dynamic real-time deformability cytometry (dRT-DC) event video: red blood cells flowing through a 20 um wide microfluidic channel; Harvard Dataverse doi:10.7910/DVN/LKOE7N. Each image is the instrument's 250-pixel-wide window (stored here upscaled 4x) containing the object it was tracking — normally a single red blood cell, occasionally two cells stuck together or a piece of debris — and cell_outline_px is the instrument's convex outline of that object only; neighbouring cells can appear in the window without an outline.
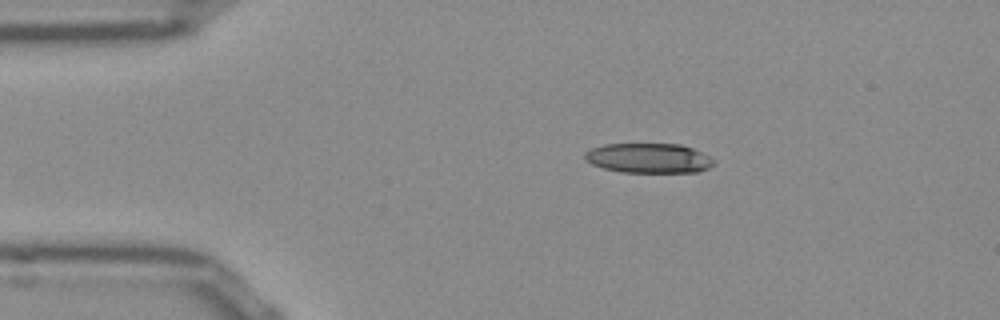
{"species": "Egyptian fruit bat (a non-hibernating species)", "species_latin": "Rousettus aegyptiacus", "temperature_condition": "room temperature", "stored_images_in_passage": 43, "camera_frame_rate_fps": 3000, "um_per_image_px": 0.085, "frame": {"image": 1, "passage_image": 1, "time_ms": 0.0, "image_size_px": [1000, 320], "cell_outline_px": [[716, 160], [708, 168], [696, 172], [620, 172], [604, 168], [592, 164], [584, 160], [584, 152], [592, 148], [604, 144], [680, 144], [692, 148]], "centroid_in_image_um": [55.1, 13.44], "position_along_channel_um": 29.9, "area_um2": 22.31}}
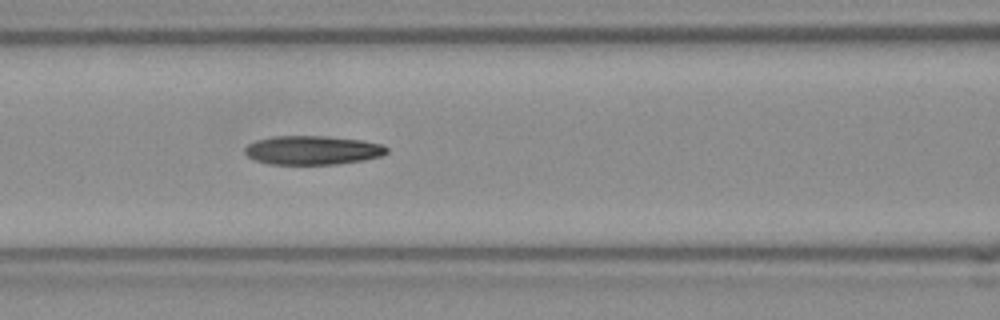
{"frame": {"image": 2, "passage_image": 13, "time_ms": 4.0, "image_size_px": [1000, 320], "cell_outline_px": [[388, 152], [380, 156], [364, 160], [336, 164], [272, 164], [256, 160], [248, 156], [244, 152], [244, 148], [248, 144], [256, 140], [272, 136], [328, 136], [364, 140], [384, 144], [388, 148]], "centroid_in_image_um": [26.6, 12.75], "position_along_channel_um": 140.0, "area_um2": 24.04}}
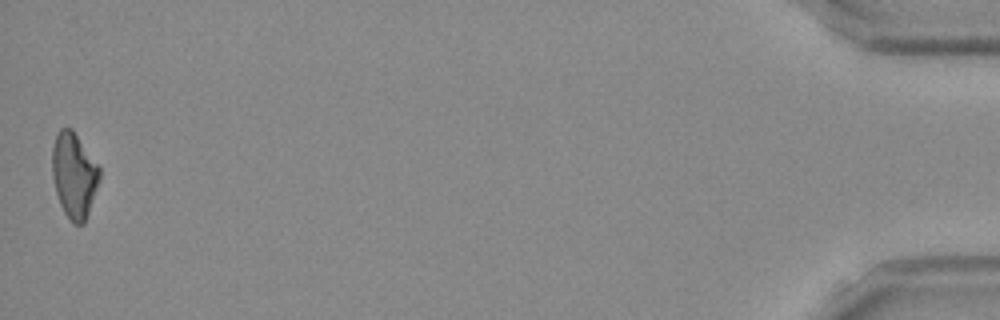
{"frame": {"image": 3, "passage_image": 43, "time_ms": 14.0, "image_size_px": [1000, 320], "cell_outline_px": [[100, 180], [84, 224], [72, 224], [64, 212], [60, 204], [56, 192], [52, 176], [52, 148], [56, 132], [60, 128], [72, 128], [100, 168]], "centroid_in_image_um": [6.28, 14.89], "position_along_channel_um": 428.9, "area_um2": 23.58}, "authors_computed_cell_mechanics": {"area_um2": 23.8136, "velocity_mm_per_s": 3.8821, "shape_relaxation_time_tau1_ms": 7.0296, "shape_relaxation_time_tau2_ms": null, "deformation_change_tau1": 0.2164, "deformation_change_tau2": null}}